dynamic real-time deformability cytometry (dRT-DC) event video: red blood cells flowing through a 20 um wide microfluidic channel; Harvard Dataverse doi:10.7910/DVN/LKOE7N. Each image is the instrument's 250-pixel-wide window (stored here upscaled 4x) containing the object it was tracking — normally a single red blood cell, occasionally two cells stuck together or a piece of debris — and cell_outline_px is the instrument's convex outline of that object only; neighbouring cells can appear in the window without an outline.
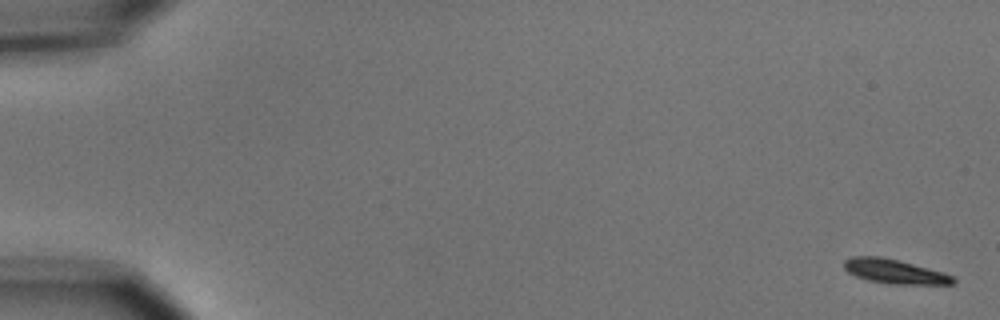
{"species": "common noctule bat (a hibernating species)", "species_latin": "Nyctalus noctula", "temperature_condition": "cold", "stored_images_in_passage": 6, "camera_frame_rate_fps": 3000, "um_per_image_px": 0.085, "animal": {"sex": "male", "body_mass_g": 15.6}, "frame": {"image": 1, "passage_image": 1, "time_ms": 0.0, "image_size_px": [1000, 320], "cell_outline_px": [[956, 280], [952, 284], [892, 284], [868, 280], [856, 276], [848, 272], [844, 268], [844, 260], [852, 256], [880, 256], [900, 260], [944, 272], [952, 276]], "centroid_in_image_um": [76.03, 23.06], "position_along_channel_um": 9.0, "area_um2": 15.49}}